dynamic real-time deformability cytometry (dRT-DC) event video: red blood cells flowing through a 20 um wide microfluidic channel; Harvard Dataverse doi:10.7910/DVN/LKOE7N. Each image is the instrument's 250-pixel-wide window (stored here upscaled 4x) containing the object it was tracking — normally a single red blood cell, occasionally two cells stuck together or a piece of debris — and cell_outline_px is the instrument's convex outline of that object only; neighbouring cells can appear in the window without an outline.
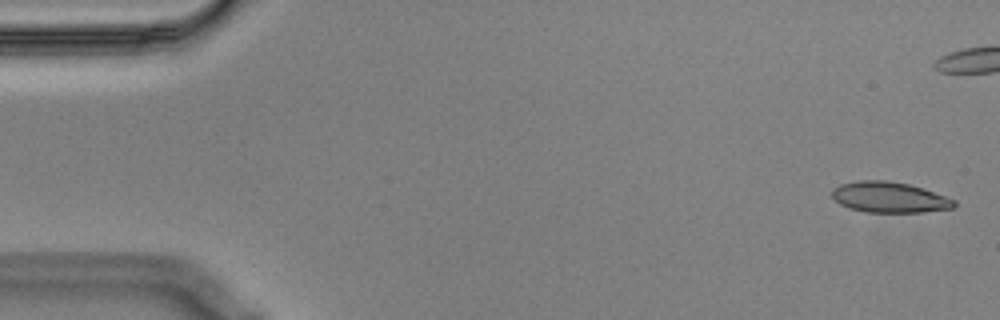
{"species": "Egyptian fruit bat (a non-hibernating species)", "species_latin": "Rousettus aegyptiacus", "temperature_condition": "cold", "stored_images_in_passage": 57, "camera_frame_rate_fps": 3000, "um_per_image_px": 0.085, "animal": {"sex": "male"}, "frame": {"image": 1, "passage_image": 2, "time_ms": 0.333, "image_size_px": [1000, 320], "cell_outline_px": [[956, 204], [952, 208], [924, 212], [864, 212], [848, 208], [840, 204], [832, 196], [832, 188], [840, 184], [860, 180], [888, 180], [908, 184], [924, 188], [956, 200]], "centroid_in_image_um": [75.59, 16.76], "position_along_channel_um": 9.4, "area_um2": 21.96}}
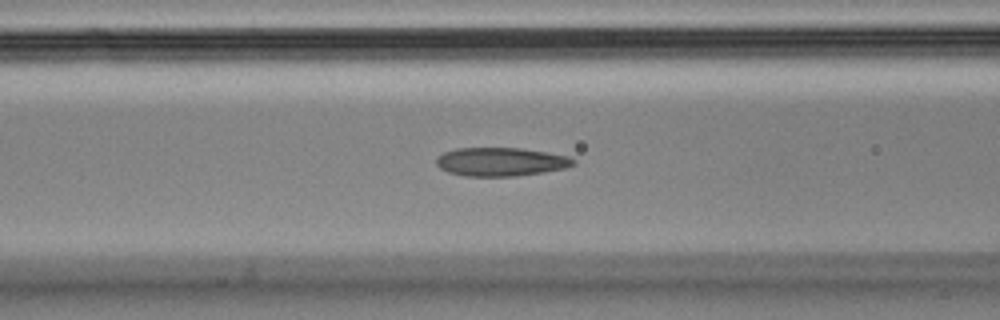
{"frame": {"image": 2, "passage_image": 22, "time_ms": 7.0, "image_size_px": [1000, 320], "cell_outline_px": [[576, 164], [568, 168], [544, 172], [516, 176], [464, 176], [448, 172], [440, 168], [436, 164], [436, 160], [444, 152], [456, 148], [520, 148], [568, 156], [576, 160]], "centroid_in_image_um": [42.6, 13.76], "position_along_channel_um": 124.0, "area_um2": 22.83}}
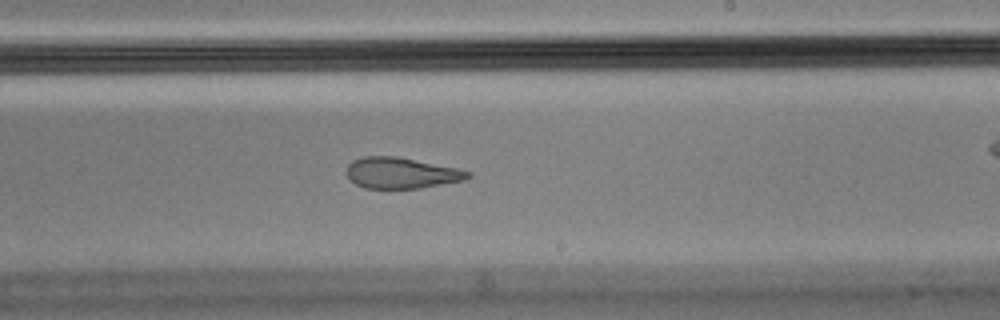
{"frame": {"image": 3, "passage_image": 33, "time_ms": 10.667, "image_size_px": [1000, 320], "cell_outline_px": [[472, 176], [464, 180], [420, 188], [364, 188], [356, 184], [348, 176], [348, 164], [352, 160], [364, 156], [396, 156], [456, 168], [472, 172]], "centroid_in_image_um": [34.12, 14.7], "position_along_channel_um": 254.9, "area_um2": 21.68}, "authors_computed_cell_mechanics": {"area_um2": 22.8888, "velocity_mm_per_s": 3.5772, "shape_relaxation_time_tau1_ms": null, "shape_relaxation_time_tau2_ms": 2.394, "deformation_change_tau1": null, "deformation_change_tau2": 0.0905}}